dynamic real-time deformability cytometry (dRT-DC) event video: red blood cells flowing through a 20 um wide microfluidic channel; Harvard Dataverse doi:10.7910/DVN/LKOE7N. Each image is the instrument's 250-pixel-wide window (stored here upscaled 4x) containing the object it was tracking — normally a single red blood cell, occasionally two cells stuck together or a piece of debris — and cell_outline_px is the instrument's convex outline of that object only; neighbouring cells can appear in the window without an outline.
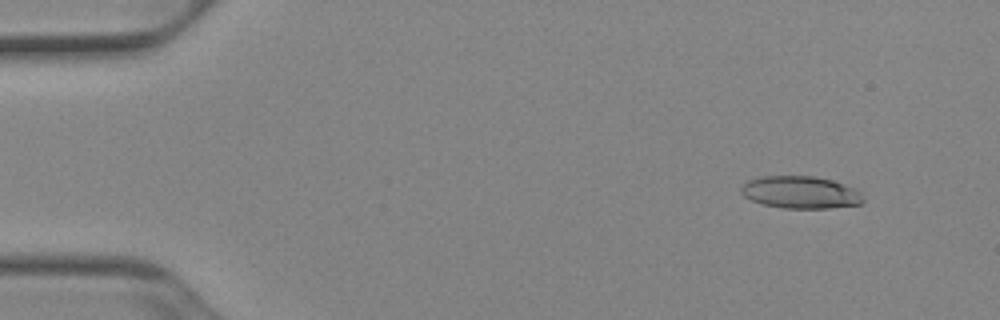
{"species": "Egyptian fruit bat (a non-hibernating species)", "species_latin": "Rousettus aegyptiacus", "temperature_condition": "cold", "stored_images_in_passage": 51, "camera_frame_rate_fps": 3000, "um_per_image_px": 0.085, "animal": {"sex": "female"}, "frame": {"image": 1, "passage_image": 4, "time_ms": 1.0, "image_size_px": [1000, 320], "cell_outline_px": [[864, 200], [860, 204], [828, 208], [784, 208], [760, 204], [744, 196], [740, 192], [740, 188], [748, 180], [764, 176], [812, 176], [832, 180], [856, 188], [860, 192]], "centroid_in_image_um": [68.04, 16.35], "position_along_channel_um": 17.0, "area_um2": 23.0}}
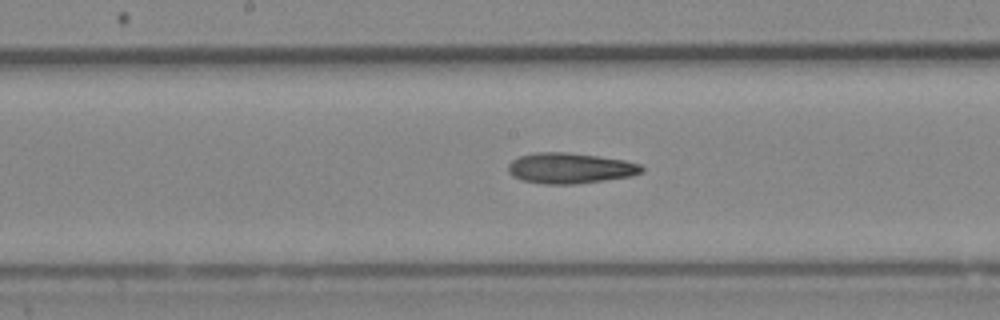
{"frame": {"image": 2, "passage_image": 26, "time_ms": 8.333, "image_size_px": [1000, 320], "cell_outline_px": [[644, 172], [632, 176], [576, 184], [544, 184], [520, 180], [512, 176], [508, 172], [508, 164], [512, 160], [520, 156], [536, 152], [568, 152], [624, 160], [640, 164], [644, 168]], "centroid_in_image_um": [48.44, 14.3], "position_along_channel_um": 199.8, "area_um2": 23.93}}
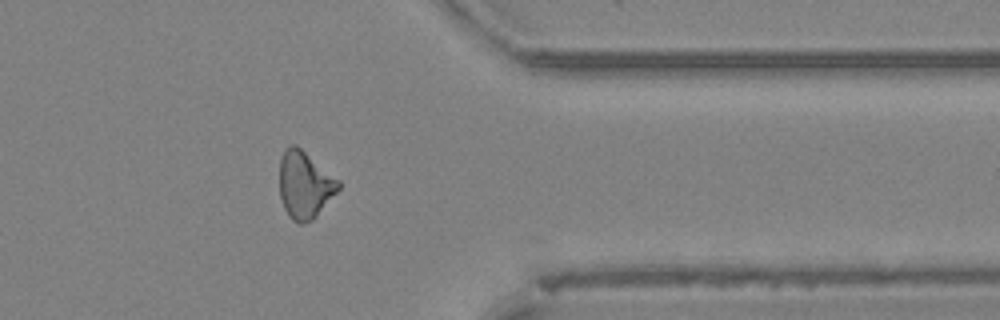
{"frame": {"image": 3, "passage_image": 41, "time_ms": 13.333, "image_size_px": [1000, 320], "cell_outline_px": [[340, 188], [316, 216], [312, 220], [304, 224], [300, 224], [292, 220], [288, 216], [284, 208], [280, 196], [280, 160], [284, 148], [288, 144], [296, 144], [340, 180]], "centroid_in_image_um": [25.89, 15.7], "position_along_channel_um": 385.5, "area_um2": 23.24}, "authors_computed_cell_mechanics": {"area_um2": 23.2356, "velocity_mm_per_s": 3.9336, "shape_relaxation_time_tau1_ms": null, "shape_relaxation_time_tau2_ms": 6.5731, "deformation_change_tau1": null, "deformation_change_tau2": 0.1958}}